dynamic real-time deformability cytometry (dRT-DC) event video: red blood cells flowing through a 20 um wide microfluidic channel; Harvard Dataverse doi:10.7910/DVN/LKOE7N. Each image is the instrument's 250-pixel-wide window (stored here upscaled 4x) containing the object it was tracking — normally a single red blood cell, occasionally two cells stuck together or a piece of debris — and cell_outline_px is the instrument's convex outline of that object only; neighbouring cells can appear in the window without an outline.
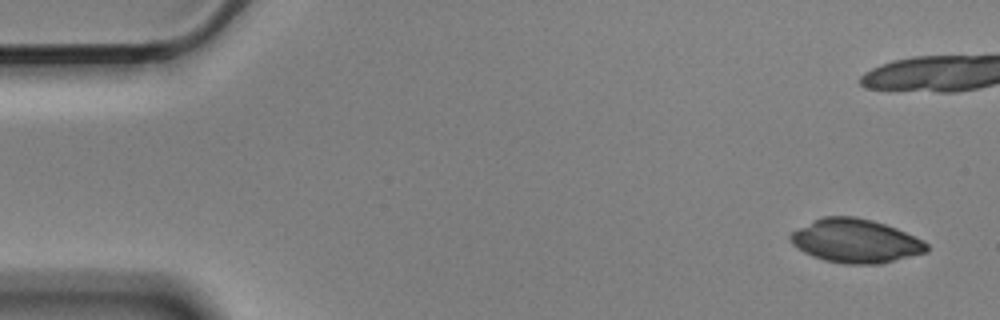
{"species": "Egyptian fruit bat (a non-hibernating species)", "species_latin": "Rousettus aegyptiacus", "temperature_condition": "cold", "stored_images_in_passage": 8, "camera_frame_rate_fps": 3000, "um_per_image_px": 0.085, "animal": {"sex": "male"}, "frame": {"image": 1, "passage_image": 1, "time_ms": 0.0, "image_size_px": [1000, 320], "cell_outline_px": [[928, 252], [876, 264], [844, 264], [824, 260], [812, 256], [804, 252], [792, 244], [788, 236], [792, 232], [824, 216], [856, 216], [872, 220], [896, 228], [924, 240], [928, 244]], "centroid_in_image_um": [72.74, 20.48], "position_along_channel_um": 12.3, "area_um2": 34.45}}